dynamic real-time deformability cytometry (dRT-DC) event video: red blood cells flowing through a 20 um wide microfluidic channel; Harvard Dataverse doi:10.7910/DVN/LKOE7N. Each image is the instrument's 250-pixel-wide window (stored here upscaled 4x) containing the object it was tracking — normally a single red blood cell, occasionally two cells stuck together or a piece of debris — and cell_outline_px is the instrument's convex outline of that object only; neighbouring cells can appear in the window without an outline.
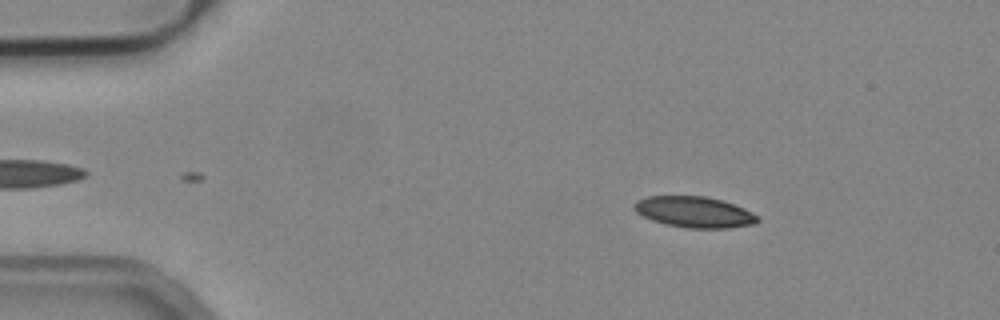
{"species": "common noctule bat (a hibernating species)", "species_latin": "Nyctalus noctula", "temperature_condition": "cold", "stored_images_in_passage": 46, "camera_frame_rate_fps": 3000, "um_per_image_px": 0.085, "animal": {"sex": "male", "body_mass_g": 19.2, "forearm_length_mm": 51.8}, "frame": {"image": 1, "passage_image": 8, "time_ms": 2.333, "image_size_px": [1000, 320], "cell_outline_px": [[760, 220], [756, 224], [728, 228], [688, 228], [664, 224], [652, 220], [636, 212], [632, 208], [632, 204], [636, 200], [648, 196], [704, 196], [720, 200], [744, 208], [756, 216]], "centroid_in_image_um": [58.97, 18.02], "position_along_channel_um": 26.0, "area_um2": 22.25}}
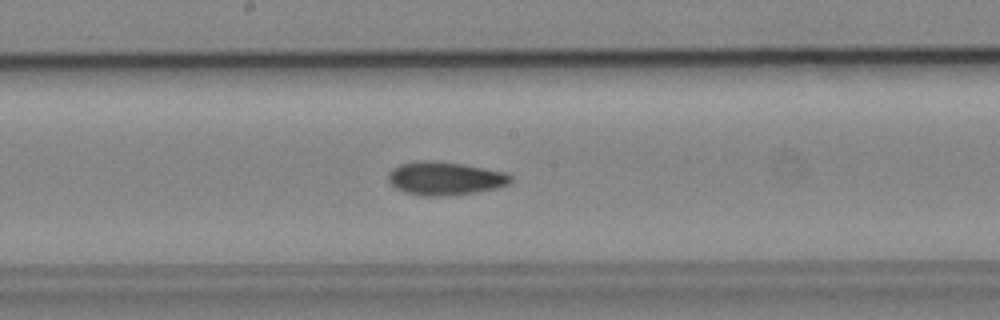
{"frame": {"image": 2, "passage_image": 28, "time_ms": 9.0, "image_size_px": [1000, 320], "cell_outline_px": [[512, 180], [508, 184], [496, 188], [476, 192], [444, 196], [424, 196], [404, 192], [396, 188], [388, 180], [388, 172], [392, 168], [400, 164], [416, 160], [432, 160], [464, 164], [504, 172], [512, 176]], "centroid_in_image_um": [37.79, 15.15], "position_along_channel_um": 210.4, "area_um2": 23.87}}
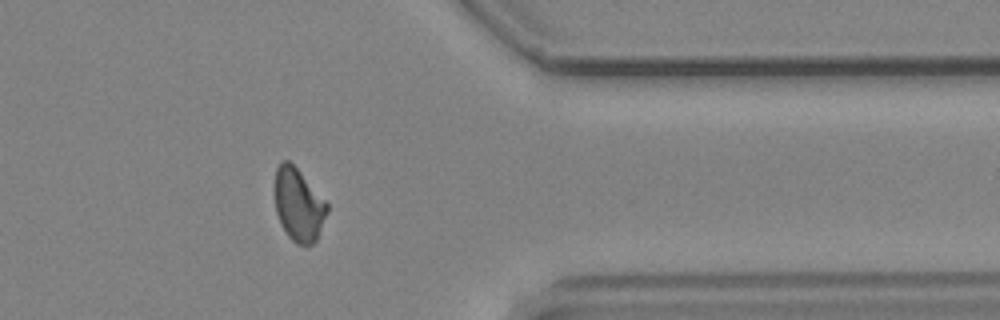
{"frame": {"image": 3, "passage_image": 43, "time_ms": 14.0, "image_size_px": [1000, 320], "cell_outline_px": [[328, 212], [316, 240], [312, 244], [296, 244], [288, 236], [280, 224], [276, 212], [272, 192], [276, 168], [284, 160], [288, 160], [296, 168], [328, 204]], "centroid_in_image_um": [25.32, 17.41], "position_along_channel_um": 386.1, "area_um2": 22.31}, "authors_computed_cell_mechanics": {"area_um2": 22.9466, "velocity_mm_per_s": 3.82, "shape_relaxation_time_tau1_ms": 6.999, "shape_relaxation_time_tau2_ms": 3.6795, "deformation_change_tau1": 0.1687, "deformation_change_tau2": 0.0912}}